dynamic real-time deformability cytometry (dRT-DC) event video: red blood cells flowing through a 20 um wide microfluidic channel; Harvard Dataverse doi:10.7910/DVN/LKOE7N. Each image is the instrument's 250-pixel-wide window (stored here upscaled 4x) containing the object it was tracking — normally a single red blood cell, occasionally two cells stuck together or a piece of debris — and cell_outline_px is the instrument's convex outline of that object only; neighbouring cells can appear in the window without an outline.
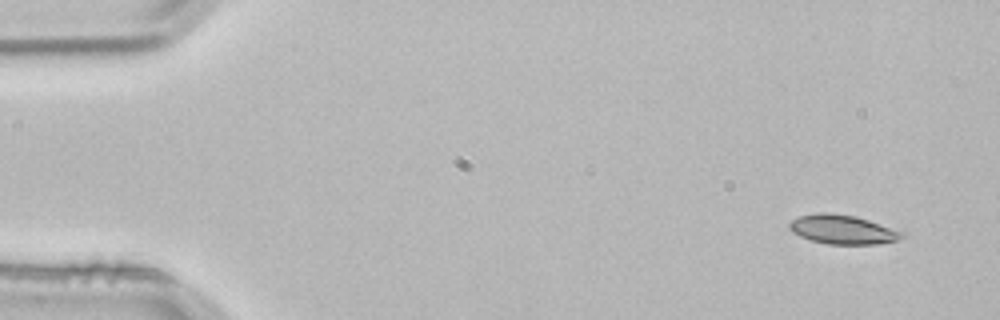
{"species": "common noctule bat (a hibernating species)", "species_latin": "Nyctalus noctula", "temperature_condition": "room temperature", "stored_images_in_passage": 4, "camera_frame_rate_fps": 3000, "um_per_image_px": 0.085, "animal": {"sex": "male", "body_mass_g": 21.5, "forearm_length_mm": 52.0}, "frame": {"image": 1, "passage_image": 1, "time_ms": 0.0, "image_size_px": [1000, 320], "cell_outline_px": [[908, 236], [896, 240], [876, 244], [828, 244], [812, 240], [800, 236], [792, 232], [788, 228], [788, 224], [792, 220], [800, 216], [820, 212], [824, 212], [856, 216], [904, 232]], "centroid_in_image_um": [71.63, 19.51], "position_along_channel_um": 13.4, "area_um2": 19.02}}